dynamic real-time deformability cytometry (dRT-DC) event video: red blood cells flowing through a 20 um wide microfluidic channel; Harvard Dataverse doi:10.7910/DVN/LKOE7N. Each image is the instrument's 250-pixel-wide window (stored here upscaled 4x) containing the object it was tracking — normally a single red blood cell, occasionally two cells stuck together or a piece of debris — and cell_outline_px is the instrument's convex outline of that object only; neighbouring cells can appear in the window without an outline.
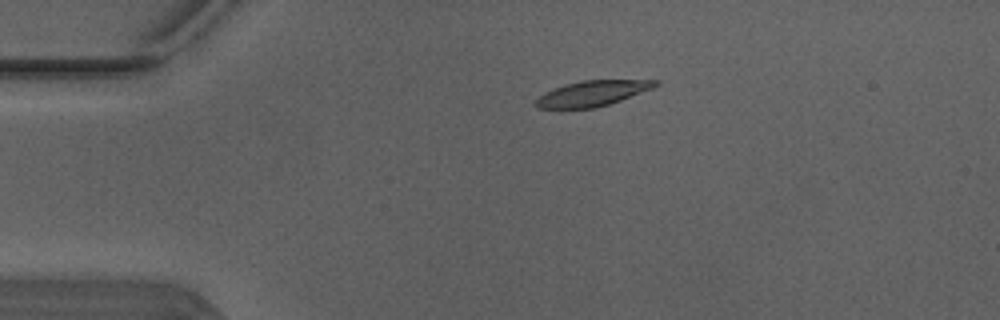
{"species": "Egyptian fruit bat (a non-hibernating species)", "species_latin": "Rousettus aegyptiacus", "temperature_condition": "warm", "stored_images_in_passage": 4, "camera_frame_rate_fps": 3000, "um_per_image_px": 0.085, "animal": {"sex": "male"}, "frame": {"image": 1, "passage_image": 2, "time_ms": 0.333, "image_size_px": [1000, 320], "cell_outline_px": [[660, 84], [652, 88], [620, 100], [596, 108], [536, 108], [536, 100], [544, 92], [564, 84], [580, 80], [660, 80]], "centroid_in_image_um": [50.34, 7.93], "position_along_channel_um": 34.7, "area_um2": 17.57}}
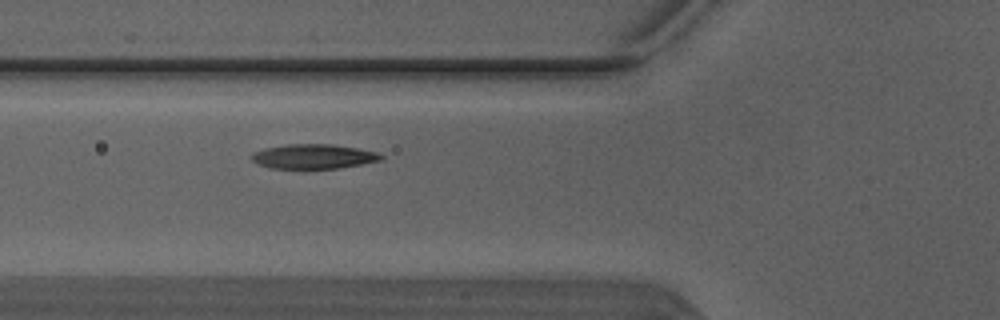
{"frame": {"image": 2, "passage_image": 4, "time_ms": 1.0, "image_size_px": [1000, 320], "cell_outline_px": [[384, 160], [340, 168], [272, 168], [256, 164], [248, 156], [252, 152], [264, 148], [288, 144], [332, 144], [360, 148], [376, 152], [384, 156]], "centroid_in_image_um": [26.64, 13.29], "position_along_channel_um": 99.2, "area_um2": 18.79}}